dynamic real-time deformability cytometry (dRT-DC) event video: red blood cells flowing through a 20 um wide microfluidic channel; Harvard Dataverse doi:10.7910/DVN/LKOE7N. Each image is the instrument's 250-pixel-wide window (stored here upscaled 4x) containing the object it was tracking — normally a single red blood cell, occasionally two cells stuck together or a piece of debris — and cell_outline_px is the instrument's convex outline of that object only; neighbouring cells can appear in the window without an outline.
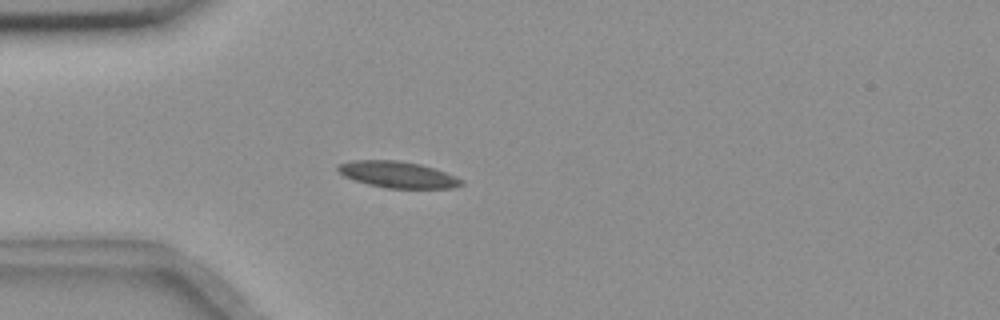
{"species": "common noctule bat (a hibernating species)", "species_latin": "Nyctalus noctula", "temperature_condition": "room temperature", "stored_images_in_passage": 46, "camera_frame_rate_fps": 3000, "um_per_image_px": 0.085, "animal": {"sex": "female", "body_mass_g": 18.4}, "frame": {"image": 1, "passage_image": 10, "time_ms": 3.0, "image_size_px": [1000, 320], "cell_outline_px": [[464, 184], [452, 188], [384, 188], [368, 184], [344, 176], [336, 168], [336, 164], [352, 160], [400, 160], [420, 164], [444, 172], [464, 180]], "centroid_in_image_um": [33.78, 14.83], "position_along_channel_um": 51.2, "area_um2": 18.96}}
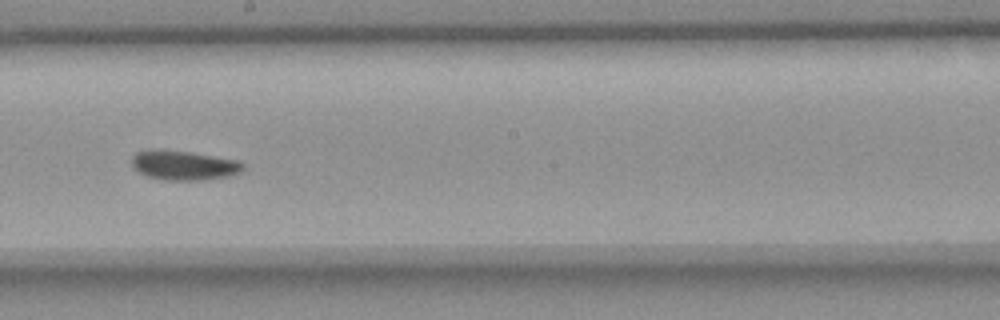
{"frame": {"image": 2, "passage_image": 26, "time_ms": 8.333, "image_size_px": [1000, 320], "cell_outline_px": [[244, 168], [240, 172], [228, 176], [204, 180], [164, 180], [148, 176], [140, 172], [132, 164], [132, 156], [136, 152], [148, 148], [164, 148], [192, 152], [240, 160], [244, 164]], "centroid_in_image_um": [15.62, 14.01], "position_along_channel_um": 232.6, "area_um2": 19.54}}
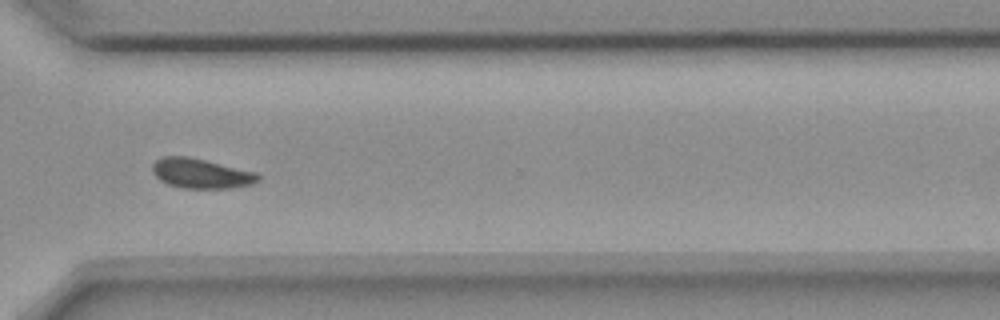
{"frame": {"image": 3, "passage_image": 36, "time_ms": 11.667, "image_size_px": [1000, 320], "cell_outline_px": [[260, 180], [252, 184], [228, 188], [180, 188], [168, 184], [160, 180], [152, 172], [152, 164], [160, 156], [188, 156], [256, 172], [260, 176]], "centroid_in_image_um": [17.06, 14.74], "position_along_channel_um": 353.5, "area_um2": 18.38}, "authors_computed_cell_mechanics": {"area_um2": 18.5249, "velocity_mm_per_s": 3.6115, "shape_relaxation_time_tau1_ms": 4.019, "shape_relaxation_time_tau2_ms": 2.41, "deformation_change_tau1": 0.0986, "deformation_change_tau2": 0.0529}}